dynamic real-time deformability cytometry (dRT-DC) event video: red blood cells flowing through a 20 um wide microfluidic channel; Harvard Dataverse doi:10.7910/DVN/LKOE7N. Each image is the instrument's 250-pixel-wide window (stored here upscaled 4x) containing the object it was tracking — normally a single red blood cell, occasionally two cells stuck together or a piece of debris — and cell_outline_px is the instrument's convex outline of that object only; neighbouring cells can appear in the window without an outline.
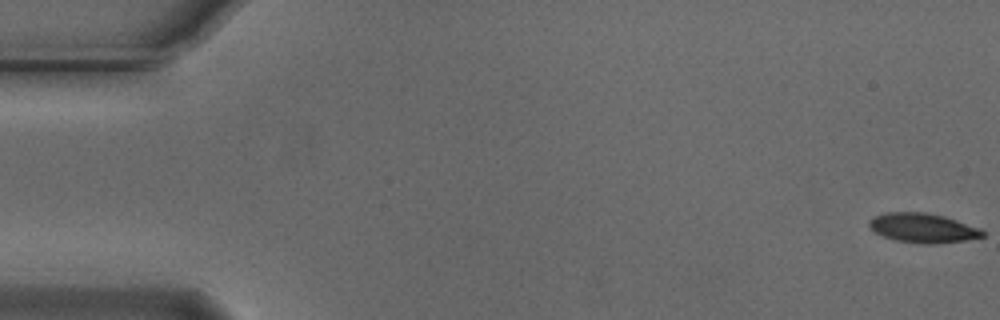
{"species": "Egyptian fruit bat (a non-hibernating species)", "species_latin": "Rousettus aegyptiacus", "temperature_condition": "cold", "stored_images_in_passage": 55, "camera_frame_rate_fps": 3000, "um_per_image_px": 0.085, "animal": {"sex": "male"}, "frame": {"image": 1, "passage_image": 1, "time_ms": 0.0, "image_size_px": [1000, 320], "cell_outline_px": [[984, 236], [964, 240], [932, 244], [924, 244], [896, 240], [884, 236], [876, 232], [868, 224], [868, 220], [872, 216], [884, 212], [924, 212], [944, 216], [980, 228], [984, 232]], "centroid_in_image_um": [78.41, 19.36], "position_along_channel_um": 6.6, "area_um2": 19.31}}
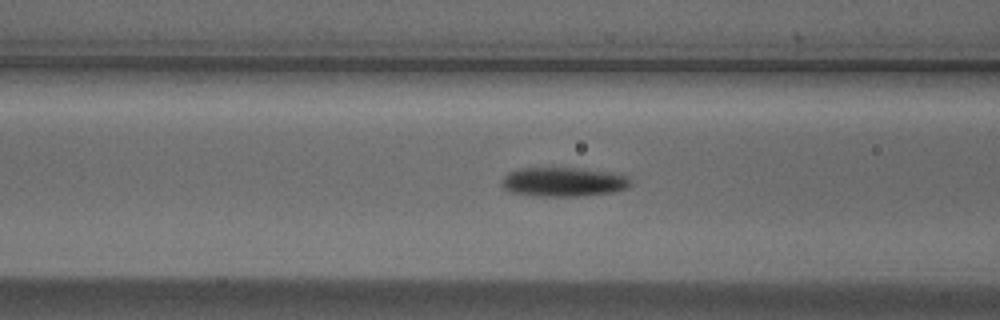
{"frame": {"image": 2, "passage_image": 22, "time_ms": 7.0, "image_size_px": [1000, 320], "cell_outline_px": [[632, 184], [628, 188], [612, 192], [576, 196], [532, 196], [508, 192], [500, 184], [500, 180], [508, 172], [520, 168], [580, 168], [612, 172], [628, 176], [632, 180]], "centroid_in_image_um": [47.87, 15.46], "position_along_channel_um": 118.7, "area_um2": 22.31}}
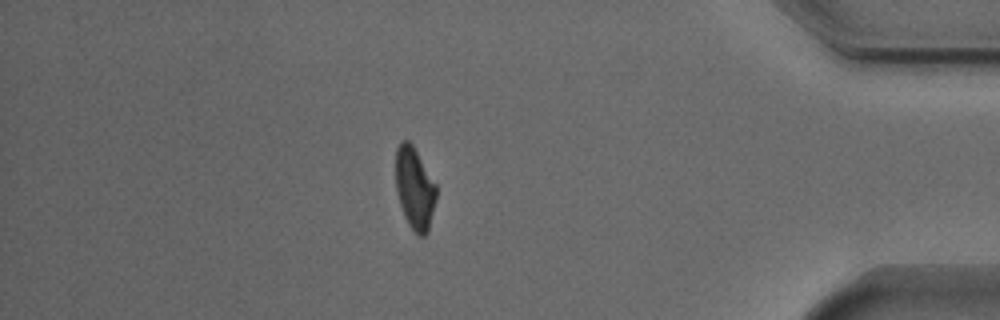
{"frame": {"image": 3, "passage_image": 48, "time_ms": 15.667, "image_size_px": [1000, 320], "cell_outline_px": [[436, 200], [428, 232], [424, 236], [416, 236], [408, 224], [404, 216], [400, 204], [396, 188], [396, 148], [400, 140], [408, 140], [412, 144], [436, 184]], "centroid_in_image_um": [35.24, 16.02], "position_along_channel_um": 400.0, "area_um2": 19.48}, "authors_computed_cell_mechanics": {"area_um2": 20.5768, "velocity_mm_per_s": 3.7181, "shape_relaxation_time_tau1_ms": 2.3992, "shape_relaxation_time_tau2_ms": 7.4294, "deformation_change_tau1": 0.1298, "deformation_change_tau2": 0.1327}}